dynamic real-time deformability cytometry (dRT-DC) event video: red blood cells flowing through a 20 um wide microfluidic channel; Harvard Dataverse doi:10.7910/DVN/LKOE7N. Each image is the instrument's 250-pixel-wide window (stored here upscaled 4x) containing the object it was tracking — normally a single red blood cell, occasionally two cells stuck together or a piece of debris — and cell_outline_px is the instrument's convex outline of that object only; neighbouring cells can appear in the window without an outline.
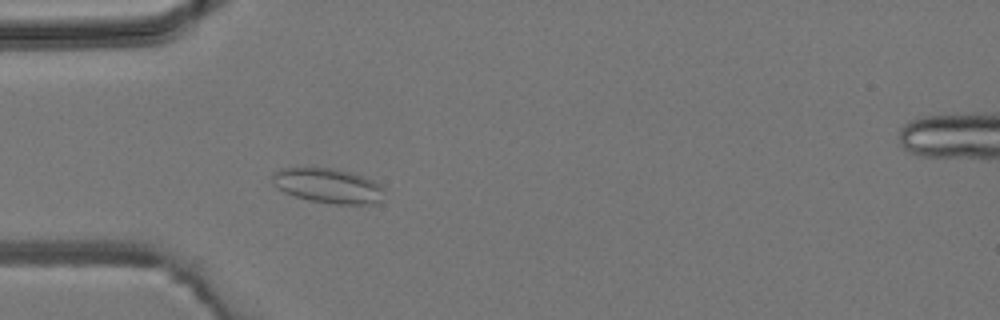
{"species": "common noctule bat (a hibernating species)", "species_latin": "Nyctalus noctula", "temperature_condition": "room temperature", "stored_images_in_passage": 3, "camera_frame_rate_fps": 3000, "um_per_image_px": 0.085, "animal": {"sex": "male", "body_mass_g": 19.2, "forearm_length_mm": 51.8}, "frame": {"image": 1, "passage_image": 3, "time_ms": 2.333, "image_size_px": [1000, 320], "cell_outline_px": [[384, 188], [380, 200], [376, 204], [332, 204], [308, 200], [284, 192], [272, 184], [272, 172], [280, 168], [332, 168], [348, 172], [372, 180], [380, 184]], "centroid_in_image_um": [27.85, 15.79], "position_along_channel_um": 57.2, "area_um2": 22.6}}